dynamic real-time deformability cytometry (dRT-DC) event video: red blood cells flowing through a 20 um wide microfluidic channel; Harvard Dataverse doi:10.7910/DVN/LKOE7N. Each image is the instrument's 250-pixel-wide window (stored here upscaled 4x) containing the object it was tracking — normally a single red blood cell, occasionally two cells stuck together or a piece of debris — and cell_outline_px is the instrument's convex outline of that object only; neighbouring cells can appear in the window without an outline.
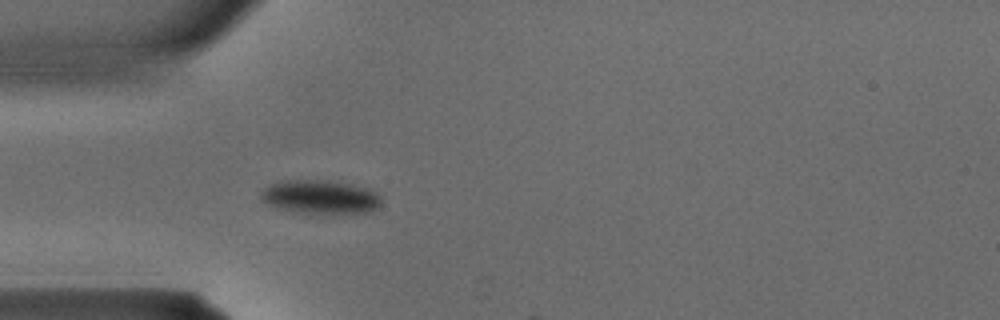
{"species": "common noctule bat (a hibernating species)", "species_latin": "Nyctalus noctula", "temperature_condition": "warm", "stored_images_in_passage": 5, "camera_frame_rate_fps": 3000, "um_per_image_px": 0.085, "animal": {"sex": "male", "body_mass_g": 15.6}, "frame": {"image": 1, "passage_image": 4, "time_ms": 1.0, "image_size_px": [1000, 320], "cell_outline_px": [[380, 204], [376, 208], [368, 212], [300, 212], [276, 208], [268, 204], [260, 196], [260, 192], [268, 184], [280, 180], [328, 180], [352, 184], [368, 188], [376, 192], [380, 196]], "centroid_in_image_um": [27.19, 16.7], "position_along_channel_um": 57.8, "area_um2": 23.41}}